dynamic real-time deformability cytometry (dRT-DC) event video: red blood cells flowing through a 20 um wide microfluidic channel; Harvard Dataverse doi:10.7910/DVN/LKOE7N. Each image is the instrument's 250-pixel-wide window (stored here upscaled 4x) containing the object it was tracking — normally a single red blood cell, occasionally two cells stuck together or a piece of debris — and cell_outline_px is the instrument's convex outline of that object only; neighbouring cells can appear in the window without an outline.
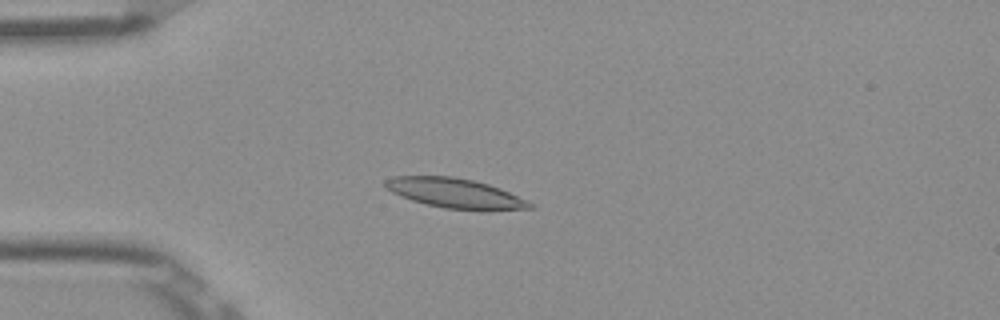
{"species": "Egyptian fruit bat (a non-hibernating species)", "species_latin": "Rousettus aegyptiacus", "temperature_condition": "room temperature", "stored_images_in_passage": 45, "camera_frame_rate_fps": 3000, "um_per_image_px": 0.085, "frame": {"image": 1, "passage_image": 11, "time_ms": 3.333, "image_size_px": [1000, 320], "cell_outline_px": [[536, 208], [488, 212], [480, 212], [444, 208], [412, 200], [400, 196], [392, 192], [384, 184], [384, 180], [392, 176], [452, 176], [472, 180], [488, 184], [500, 188], [528, 200]], "centroid_in_image_um": [38.77, 16.46], "position_along_channel_um": 46.2, "area_um2": 25.61}}
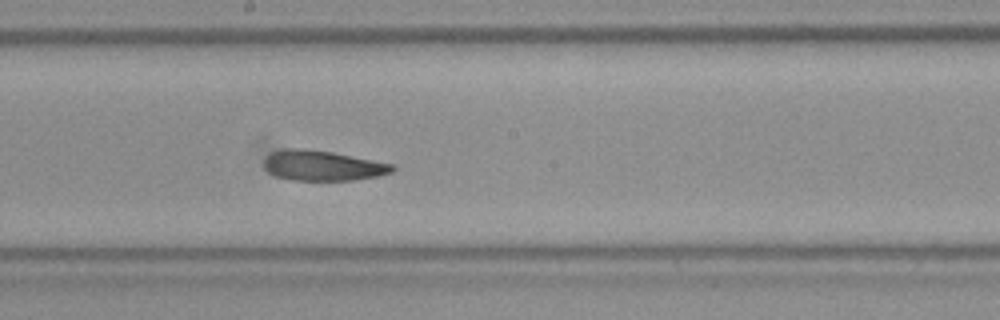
{"frame": {"image": 2, "passage_image": 26, "time_ms": 8.333, "image_size_px": [1000, 320], "cell_outline_px": [[396, 168], [392, 172], [380, 176], [352, 180], [292, 180], [276, 176], [268, 172], [264, 168], [264, 156], [280, 148], [304, 148], [332, 152], [392, 164]], "centroid_in_image_um": [27.37, 14.07], "position_along_channel_um": 220.8, "area_um2": 22.72}}
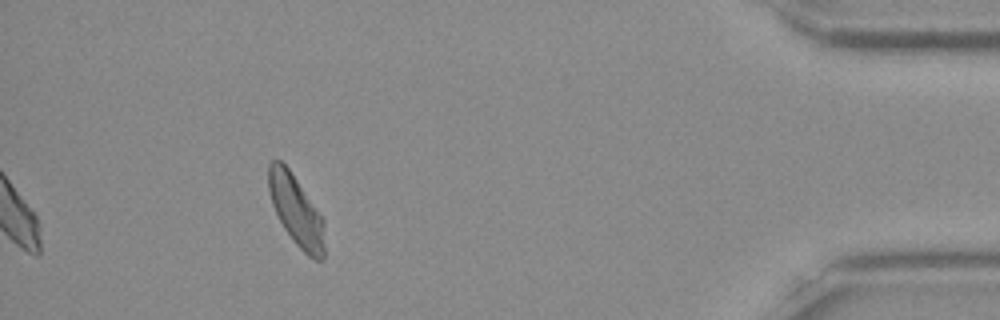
{"frame": {"image": 3, "passage_image": 45, "time_ms": 14.667, "image_size_px": [1000, 320], "cell_outline_px": [[324, 256], [320, 260], [316, 260], [308, 256], [292, 240], [284, 228], [272, 204], [268, 188], [268, 164], [272, 160], [280, 160], [288, 168], [324, 220]], "centroid_in_image_um": [25.16, 17.91], "position_along_channel_um": 410.0, "area_um2": 22.6}, "authors_computed_cell_mechanics": {"area_um2": 23.6402, "velocity_mm_per_s": 3.8636, "shape_relaxation_time_tau1_ms": 7.5623, "shape_relaxation_time_tau2_ms": 2.8694, "deformation_change_tau1": 0.1762, "deformation_change_tau2": 0.1007}}